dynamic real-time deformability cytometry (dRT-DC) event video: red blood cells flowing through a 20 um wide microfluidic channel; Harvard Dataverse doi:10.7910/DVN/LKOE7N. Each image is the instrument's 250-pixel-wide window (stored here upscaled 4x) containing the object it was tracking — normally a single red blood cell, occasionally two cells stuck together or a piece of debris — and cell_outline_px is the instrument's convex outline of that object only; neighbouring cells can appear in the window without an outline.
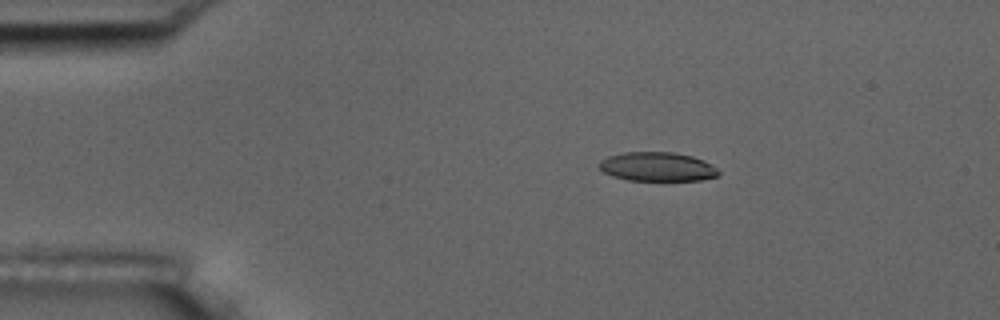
{"species": "common noctule bat (a hibernating species)", "species_latin": "Nyctalus noctula", "temperature_condition": "room temperature", "stored_images_in_passage": 5, "camera_frame_rate_fps": 3000, "um_per_image_px": 0.085, "animal": {"sex": "male", "body_mass_g": 17.5, "forearm_length_mm": 52.3}, "frame": {"image": 1, "passage_image": 3, "time_ms": 2.333, "image_size_px": [1000, 320], "cell_outline_px": [[720, 172], [716, 176], [700, 180], [628, 180], [612, 176], [604, 172], [600, 168], [600, 160], [608, 156], [624, 152], [672, 152], [692, 156], [704, 160], [716, 168]], "centroid_in_image_um": [55.86, 14.16], "position_along_channel_um": 29.1, "area_um2": 20.06}}
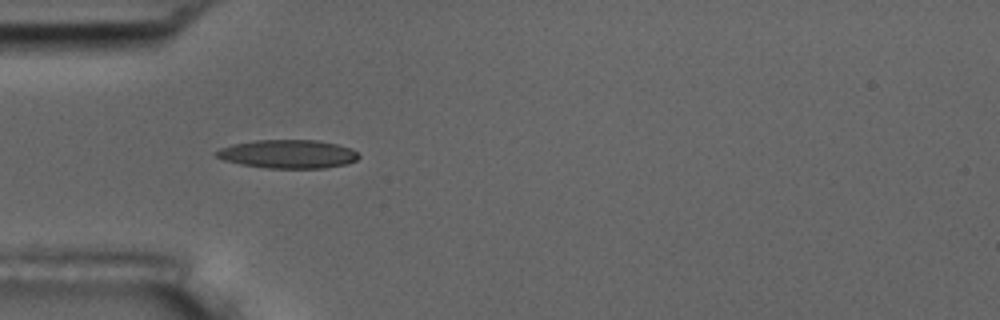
{"frame": {"image": 2, "passage_image": 5, "time_ms": 4.667, "image_size_px": [1000, 320], "cell_outline_px": [[360, 156], [356, 160], [344, 164], [324, 168], [268, 168], [240, 164], [224, 160], [216, 156], [212, 152], [220, 148], [232, 144], [256, 140], [316, 140], [336, 144], [352, 148]], "centroid_in_image_um": [24.44, 13.09], "position_along_channel_um": 60.6, "area_um2": 23.64}}